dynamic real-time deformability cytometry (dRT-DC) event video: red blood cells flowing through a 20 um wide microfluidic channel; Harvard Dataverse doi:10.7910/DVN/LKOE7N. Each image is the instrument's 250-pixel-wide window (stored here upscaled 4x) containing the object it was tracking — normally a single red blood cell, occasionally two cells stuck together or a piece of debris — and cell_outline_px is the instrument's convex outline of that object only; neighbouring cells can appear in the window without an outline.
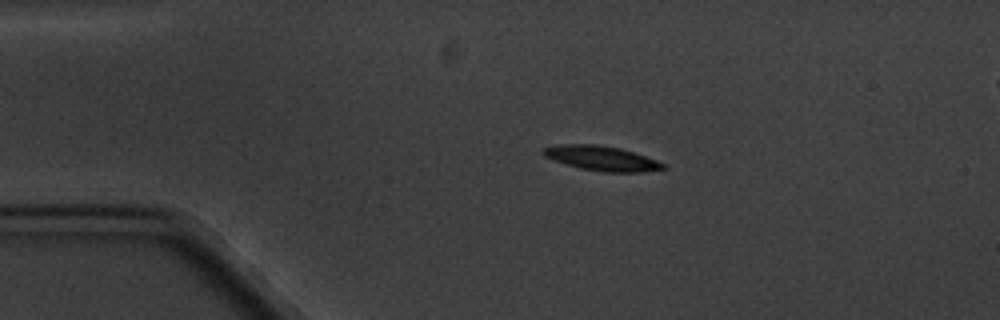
{"species": "common noctule bat (a hibernating species)", "species_latin": "Nyctalus noctula", "temperature_condition": "cold", "stored_images_in_passage": 5, "segment_of_instrument_passage": [1, 2], "camera_frame_rate_fps": 3000, "um_per_image_px": 0.085, "animal": {"sex": "male", "body_mass_g": 20.1, "forearm_length_mm": 53.5}, "frame": {"image": 1, "passage_image": 3, "time_ms": 2.333, "image_size_px": [1000, 320], "cell_outline_px": [[668, 168], [640, 172], [604, 172], [580, 168], [544, 156], [540, 152], [544, 148], [556, 144], [596, 144], [620, 148], [656, 160], [664, 164]], "centroid_in_image_um": [51.12, 13.45], "position_along_channel_um": 33.9, "area_um2": 17.05}}